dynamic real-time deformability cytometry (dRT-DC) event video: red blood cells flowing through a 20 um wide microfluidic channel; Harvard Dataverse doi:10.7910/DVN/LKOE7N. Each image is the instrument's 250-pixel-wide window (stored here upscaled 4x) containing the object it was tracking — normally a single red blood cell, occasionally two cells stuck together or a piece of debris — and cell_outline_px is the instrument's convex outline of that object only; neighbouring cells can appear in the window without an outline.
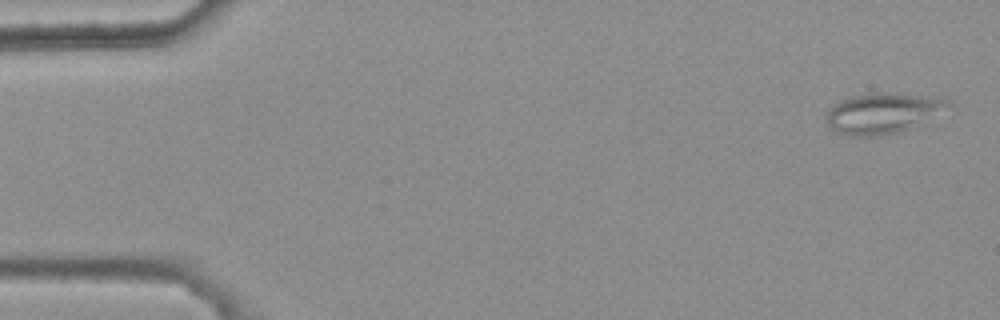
{"species": "common noctule bat (a hibernating species)", "species_latin": "Nyctalus noctula", "temperature_condition": "warm", "stored_images_in_passage": 5, "camera_frame_rate_fps": 3000, "um_per_image_px": 0.085, "animal": {"sex": "female", "body_mass_g": 25.1}, "frame": {"image": 1, "passage_image": 1, "time_ms": 0.0, "image_size_px": [1000, 320], "cell_outline_px": [[952, 104], [912, 128], [900, 132], [880, 136], [848, 136], [832, 128], [828, 124], [828, 108], [832, 104], [852, 96], [876, 92], [892, 92], [948, 96], [952, 100]], "centroid_in_image_um": [75.11, 9.58], "position_along_channel_um": 9.9, "area_um2": 29.19}}